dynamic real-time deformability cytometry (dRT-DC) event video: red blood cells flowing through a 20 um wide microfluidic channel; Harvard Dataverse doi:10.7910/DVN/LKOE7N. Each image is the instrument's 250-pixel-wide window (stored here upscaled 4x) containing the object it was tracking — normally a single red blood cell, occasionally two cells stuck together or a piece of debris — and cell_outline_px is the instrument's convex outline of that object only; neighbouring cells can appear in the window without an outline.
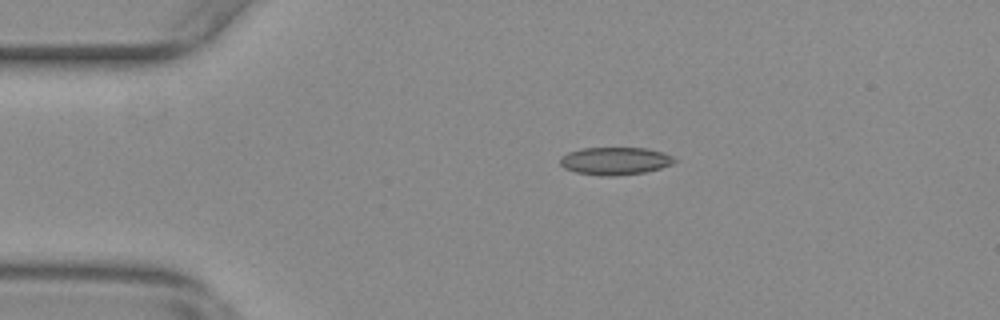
{"species": "common noctule bat (a hibernating species)", "species_latin": "Nyctalus noctula", "temperature_condition": "warm", "stored_images_in_passage": 35, "segment_of_instrument_passage": [1, 2], "camera_frame_rate_fps": 3000, "um_per_image_px": 0.085, "animal": {"sex": "female", "body_mass_g": 29.2, "forearm_length_mm": 56.3}, "frame": {"image": 1, "passage_image": 12, "time_ms": 3.667, "image_size_px": [1000, 320], "cell_outline_px": [[676, 160], [672, 164], [660, 168], [644, 172], [612, 176], [600, 176], [576, 172], [564, 168], [560, 164], [560, 160], [568, 152], [580, 148], [644, 148], [664, 152], [672, 156]], "centroid_in_image_um": [52.28, 13.68], "position_along_channel_um": 32.7, "area_um2": 18.32}}
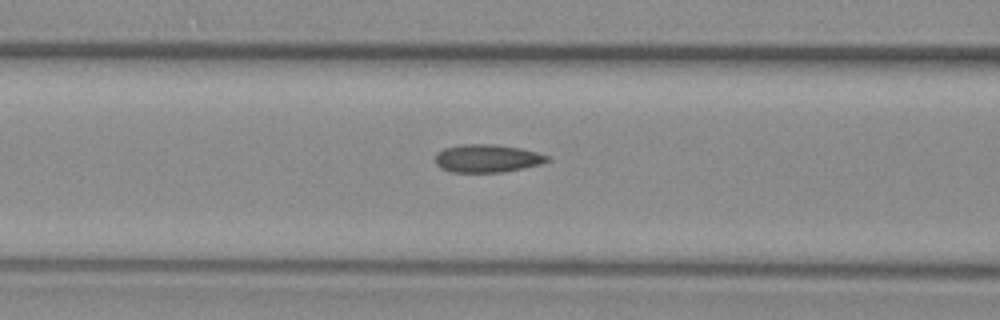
{"frame": {"image": 2, "passage_image": 23, "time_ms": 7.333, "image_size_px": [1000, 320], "cell_outline_px": [[552, 156], [548, 160], [540, 164], [524, 168], [504, 172], [452, 172], [440, 168], [436, 164], [436, 152], [444, 148], [464, 144], [492, 144], [520, 148]], "centroid_in_image_um": [41.41, 13.46], "position_along_channel_um": 125.2, "area_um2": 18.26}}
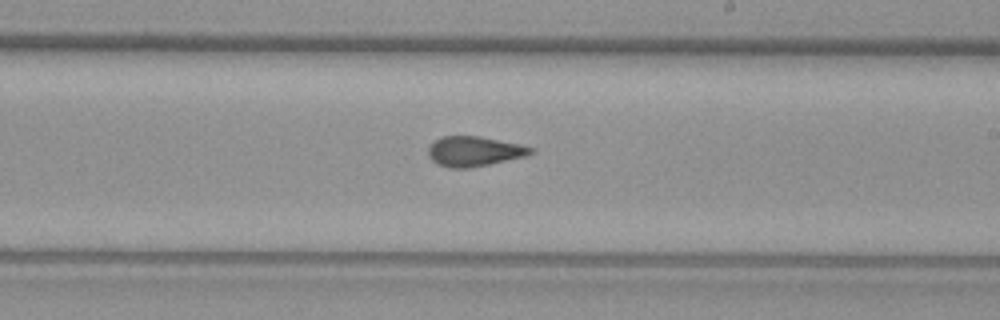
{"frame": {"image": 3, "passage_image": 33, "time_ms": 10.667, "image_size_px": [1000, 320], "cell_outline_px": [[536, 152], [524, 156], [488, 164], [468, 168], [448, 168], [436, 164], [428, 156], [428, 148], [440, 136], [480, 136], [520, 144], [532, 148]], "centroid_in_image_um": [40.27, 12.86], "position_along_channel_um": 248.7, "area_um2": 17.8}}